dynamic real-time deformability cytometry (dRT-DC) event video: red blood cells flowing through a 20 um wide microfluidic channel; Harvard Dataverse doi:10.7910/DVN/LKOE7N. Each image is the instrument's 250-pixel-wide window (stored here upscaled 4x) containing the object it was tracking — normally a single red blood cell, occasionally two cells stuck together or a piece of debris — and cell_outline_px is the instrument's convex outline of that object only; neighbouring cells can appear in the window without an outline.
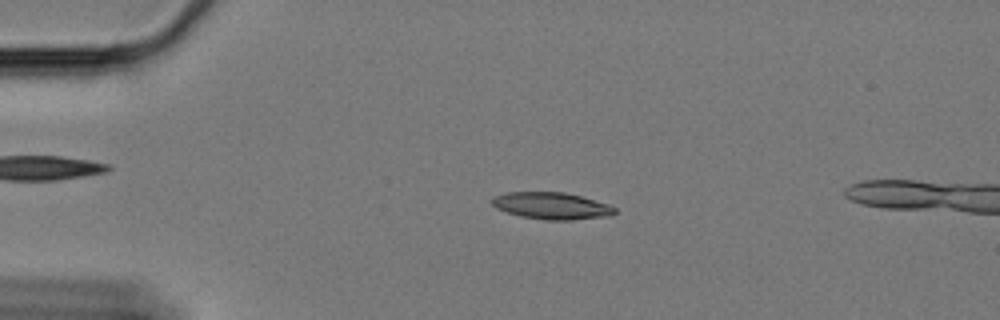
{"species": "Egyptian fruit bat (a non-hibernating species)", "species_latin": "Rousettus aegyptiacus", "temperature_condition": "cold", "stored_images_in_passage": 50, "camera_frame_rate_fps": 3000, "um_per_image_px": 0.085, "animal": {"sex": "female"}, "frame": {"image": 1, "passage_image": 5, "time_ms": 1.333, "image_size_px": [1000, 320], "cell_outline_px": [[616, 212], [612, 216], [572, 220], [544, 220], [520, 216], [496, 208], [488, 200], [492, 196], [504, 192], [564, 192], [580, 196], [608, 204], [616, 208]], "centroid_in_image_um": [46.85, 17.49], "position_along_channel_um": 38.1, "area_um2": 19.48}}
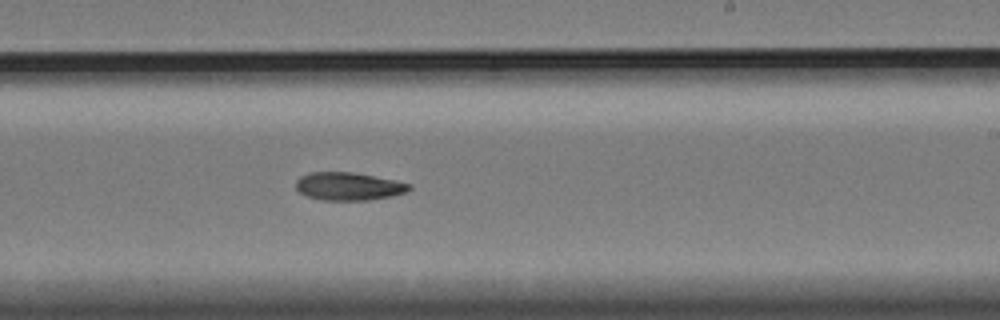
{"frame": {"image": 2, "passage_image": 28, "time_ms": 9.0, "image_size_px": [1000, 320], "cell_outline_px": [[412, 188], [408, 192], [392, 196], [368, 200], [320, 200], [308, 196], [300, 192], [296, 188], [296, 180], [300, 176], [312, 172], [352, 172], [412, 184]], "centroid_in_image_um": [29.63, 15.84], "position_along_channel_um": 259.4, "area_um2": 18.38}}
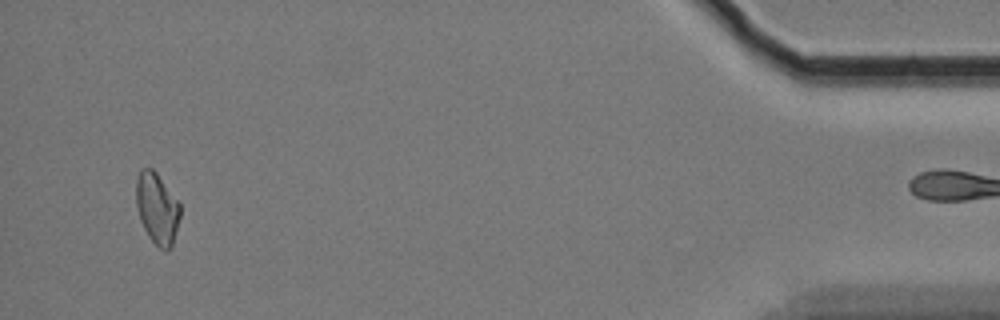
{"frame": {"image": 3, "passage_image": 49, "time_ms": 16.0, "image_size_px": [1000, 320], "cell_outline_px": [[180, 216], [172, 244], [168, 252], [164, 252], [148, 236], [140, 220], [136, 208], [136, 180], [140, 168], [152, 168], [156, 172], [180, 204]], "centroid_in_image_um": [13.33, 17.71], "position_along_channel_um": 421.9, "area_um2": 18.21}}